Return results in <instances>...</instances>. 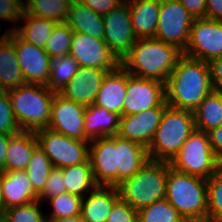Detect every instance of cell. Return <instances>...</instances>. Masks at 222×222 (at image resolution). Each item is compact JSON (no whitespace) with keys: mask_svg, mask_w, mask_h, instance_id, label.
Returning a JSON list of instances; mask_svg holds the SVG:
<instances>
[{"mask_svg":"<svg viewBox=\"0 0 222 222\" xmlns=\"http://www.w3.org/2000/svg\"><path fill=\"white\" fill-rule=\"evenodd\" d=\"M78 69V63L70 55L51 58L50 78L46 86L58 93L73 79Z\"/></svg>","mask_w":222,"mask_h":222,"instance_id":"1f68e13d","label":"cell"},{"mask_svg":"<svg viewBox=\"0 0 222 222\" xmlns=\"http://www.w3.org/2000/svg\"><path fill=\"white\" fill-rule=\"evenodd\" d=\"M53 165L46 154L37 147L27 165L26 172L32 183L34 192L39 196L44 190L46 180L49 177Z\"/></svg>","mask_w":222,"mask_h":222,"instance_id":"d6a6232c","label":"cell"},{"mask_svg":"<svg viewBox=\"0 0 222 222\" xmlns=\"http://www.w3.org/2000/svg\"><path fill=\"white\" fill-rule=\"evenodd\" d=\"M213 90L208 62L182 54L165 84L166 103L194 112Z\"/></svg>","mask_w":222,"mask_h":222,"instance_id":"6da1fadb","label":"cell"},{"mask_svg":"<svg viewBox=\"0 0 222 222\" xmlns=\"http://www.w3.org/2000/svg\"><path fill=\"white\" fill-rule=\"evenodd\" d=\"M115 149L119 184L137 173L150 159L147 148L117 135L115 136Z\"/></svg>","mask_w":222,"mask_h":222,"instance_id":"cb8c5ba5","label":"cell"},{"mask_svg":"<svg viewBox=\"0 0 222 222\" xmlns=\"http://www.w3.org/2000/svg\"><path fill=\"white\" fill-rule=\"evenodd\" d=\"M165 199L187 222L208 219L207 180L173 169L168 162Z\"/></svg>","mask_w":222,"mask_h":222,"instance_id":"3957f363","label":"cell"},{"mask_svg":"<svg viewBox=\"0 0 222 222\" xmlns=\"http://www.w3.org/2000/svg\"><path fill=\"white\" fill-rule=\"evenodd\" d=\"M21 131L13 115L7 91H0V133L14 135Z\"/></svg>","mask_w":222,"mask_h":222,"instance_id":"f35d334b","label":"cell"},{"mask_svg":"<svg viewBox=\"0 0 222 222\" xmlns=\"http://www.w3.org/2000/svg\"><path fill=\"white\" fill-rule=\"evenodd\" d=\"M182 51L155 38L137 39L120 65L131 75L166 84Z\"/></svg>","mask_w":222,"mask_h":222,"instance_id":"7a4b0ae2","label":"cell"},{"mask_svg":"<svg viewBox=\"0 0 222 222\" xmlns=\"http://www.w3.org/2000/svg\"><path fill=\"white\" fill-rule=\"evenodd\" d=\"M25 84L15 49V32L8 30L0 39V91Z\"/></svg>","mask_w":222,"mask_h":222,"instance_id":"44dd1931","label":"cell"},{"mask_svg":"<svg viewBox=\"0 0 222 222\" xmlns=\"http://www.w3.org/2000/svg\"><path fill=\"white\" fill-rule=\"evenodd\" d=\"M120 115L109 112L103 107L89 105L84 114V133L90 141L97 138L116 136Z\"/></svg>","mask_w":222,"mask_h":222,"instance_id":"484cf974","label":"cell"},{"mask_svg":"<svg viewBox=\"0 0 222 222\" xmlns=\"http://www.w3.org/2000/svg\"><path fill=\"white\" fill-rule=\"evenodd\" d=\"M2 212V204H1V190H0V214Z\"/></svg>","mask_w":222,"mask_h":222,"instance_id":"f5cc1de1","label":"cell"},{"mask_svg":"<svg viewBox=\"0 0 222 222\" xmlns=\"http://www.w3.org/2000/svg\"><path fill=\"white\" fill-rule=\"evenodd\" d=\"M90 143L89 161L95 183L104 186H117L119 184V170L116 169L115 136L93 139L90 140Z\"/></svg>","mask_w":222,"mask_h":222,"instance_id":"e0dca14e","label":"cell"},{"mask_svg":"<svg viewBox=\"0 0 222 222\" xmlns=\"http://www.w3.org/2000/svg\"><path fill=\"white\" fill-rule=\"evenodd\" d=\"M208 65L213 89L222 92V57L210 60Z\"/></svg>","mask_w":222,"mask_h":222,"instance_id":"7bdbcfd3","label":"cell"},{"mask_svg":"<svg viewBox=\"0 0 222 222\" xmlns=\"http://www.w3.org/2000/svg\"><path fill=\"white\" fill-rule=\"evenodd\" d=\"M194 19L206 18V0H179Z\"/></svg>","mask_w":222,"mask_h":222,"instance_id":"f6af8a7d","label":"cell"},{"mask_svg":"<svg viewBox=\"0 0 222 222\" xmlns=\"http://www.w3.org/2000/svg\"><path fill=\"white\" fill-rule=\"evenodd\" d=\"M208 219H222V166L207 179Z\"/></svg>","mask_w":222,"mask_h":222,"instance_id":"8d00e7d4","label":"cell"},{"mask_svg":"<svg viewBox=\"0 0 222 222\" xmlns=\"http://www.w3.org/2000/svg\"><path fill=\"white\" fill-rule=\"evenodd\" d=\"M37 147L38 141L34 132L21 130L11 135L7 146L5 172L26 170Z\"/></svg>","mask_w":222,"mask_h":222,"instance_id":"d4e9b609","label":"cell"},{"mask_svg":"<svg viewBox=\"0 0 222 222\" xmlns=\"http://www.w3.org/2000/svg\"><path fill=\"white\" fill-rule=\"evenodd\" d=\"M15 120L23 131L48 128L53 97L56 92L46 85L25 83L7 91Z\"/></svg>","mask_w":222,"mask_h":222,"instance_id":"277c9868","label":"cell"},{"mask_svg":"<svg viewBox=\"0 0 222 222\" xmlns=\"http://www.w3.org/2000/svg\"><path fill=\"white\" fill-rule=\"evenodd\" d=\"M106 222H138V211L119 198L114 203Z\"/></svg>","mask_w":222,"mask_h":222,"instance_id":"60d3db41","label":"cell"},{"mask_svg":"<svg viewBox=\"0 0 222 222\" xmlns=\"http://www.w3.org/2000/svg\"><path fill=\"white\" fill-rule=\"evenodd\" d=\"M48 222H84L81 214L57 219H47Z\"/></svg>","mask_w":222,"mask_h":222,"instance_id":"681fc988","label":"cell"},{"mask_svg":"<svg viewBox=\"0 0 222 222\" xmlns=\"http://www.w3.org/2000/svg\"><path fill=\"white\" fill-rule=\"evenodd\" d=\"M206 18L222 21V0H206Z\"/></svg>","mask_w":222,"mask_h":222,"instance_id":"7dc6e473","label":"cell"},{"mask_svg":"<svg viewBox=\"0 0 222 222\" xmlns=\"http://www.w3.org/2000/svg\"><path fill=\"white\" fill-rule=\"evenodd\" d=\"M168 162L151 160L132 177L117 185L120 198L139 210L165 199Z\"/></svg>","mask_w":222,"mask_h":222,"instance_id":"5b68a950","label":"cell"},{"mask_svg":"<svg viewBox=\"0 0 222 222\" xmlns=\"http://www.w3.org/2000/svg\"><path fill=\"white\" fill-rule=\"evenodd\" d=\"M66 192L84 198L83 192L93 190L94 181L90 161L62 168Z\"/></svg>","mask_w":222,"mask_h":222,"instance_id":"f546056e","label":"cell"},{"mask_svg":"<svg viewBox=\"0 0 222 222\" xmlns=\"http://www.w3.org/2000/svg\"><path fill=\"white\" fill-rule=\"evenodd\" d=\"M73 33L66 23H58L47 40L44 50L51 58L69 55Z\"/></svg>","mask_w":222,"mask_h":222,"instance_id":"e575fe53","label":"cell"},{"mask_svg":"<svg viewBox=\"0 0 222 222\" xmlns=\"http://www.w3.org/2000/svg\"><path fill=\"white\" fill-rule=\"evenodd\" d=\"M39 201L2 210L0 222H48L39 211Z\"/></svg>","mask_w":222,"mask_h":222,"instance_id":"d590c367","label":"cell"},{"mask_svg":"<svg viewBox=\"0 0 222 222\" xmlns=\"http://www.w3.org/2000/svg\"><path fill=\"white\" fill-rule=\"evenodd\" d=\"M127 71L119 65L103 77L94 105L123 116L126 96Z\"/></svg>","mask_w":222,"mask_h":222,"instance_id":"ffe728a7","label":"cell"},{"mask_svg":"<svg viewBox=\"0 0 222 222\" xmlns=\"http://www.w3.org/2000/svg\"><path fill=\"white\" fill-rule=\"evenodd\" d=\"M85 109L86 106L55 93L48 128L70 138L89 141L84 133Z\"/></svg>","mask_w":222,"mask_h":222,"instance_id":"5bb4252c","label":"cell"},{"mask_svg":"<svg viewBox=\"0 0 222 222\" xmlns=\"http://www.w3.org/2000/svg\"><path fill=\"white\" fill-rule=\"evenodd\" d=\"M69 55L79 67H92L101 70H115L120 61L109 50L103 39L84 33H73Z\"/></svg>","mask_w":222,"mask_h":222,"instance_id":"4fadbf2b","label":"cell"},{"mask_svg":"<svg viewBox=\"0 0 222 222\" xmlns=\"http://www.w3.org/2000/svg\"><path fill=\"white\" fill-rule=\"evenodd\" d=\"M183 54L204 62L222 57V21L194 19Z\"/></svg>","mask_w":222,"mask_h":222,"instance_id":"30bf717a","label":"cell"},{"mask_svg":"<svg viewBox=\"0 0 222 222\" xmlns=\"http://www.w3.org/2000/svg\"><path fill=\"white\" fill-rule=\"evenodd\" d=\"M23 11L9 0H0V19L15 20L21 19Z\"/></svg>","mask_w":222,"mask_h":222,"instance_id":"ee69618b","label":"cell"},{"mask_svg":"<svg viewBox=\"0 0 222 222\" xmlns=\"http://www.w3.org/2000/svg\"><path fill=\"white\" fill-rule=\"evenodd\" d=\"M205 222H222V219H207Z\"/></svg>","mask_w":222,"mask_h":222,"instance_id":"816d5d0a","label":"cell"},{"mask_svg":"<svg viewBox=\"0 0 222 222\" xmlns=\"http://www.w3.org/2000/svg\"><path fill=\"white\" fill-rule=\"evenodd\" d=\"M15 49L25 83L47 85L50 78L51 57L44 48L22 40L15 33Z\"/></svg>","mask_w":222,"mask_h":222,"instance_id":"2e32d148","label":"cell"},{"mask_svg":"<svg viewBox=\"0 0 222 222\" xmlns=\"http://www.w3.org/2000/svg\"><path fill=\"white\" fill-rule=\"evenodd\" d=\"M113 70L79 67L73 79L58 93L68 100L89 106L95 101L103 77Z\"/></svg>","mask_w":222,"mask_h":222,"instance_id":"ac0fdd59","label":"cell"},{"mask_svg":"<svg viewBox=\"0 0 222 222\" xmlns=\"http://www.w3.org/2000/svg\"><path fill=\"white\" fill-rule=\"evenodd\" d=\"M85 6L92 9L94 12L105 15L123 0H78Z\"/></svg>","mask_w":222,"mask_h":222,"instance_id":"b9f144b4","label":"cell"},{"mask_svg":"<svg viewBox=\"0 0 222 222\" xmlns=\"http://www.w3.org/2000/svg\"><path fill=\"white\" fill-rule=\"evenodd\" d=\"M73 32L84 33L94 38H104L103 15L94 12L78 0H72L65 22Z\"/></svg>","mask_w":222,"mask_h":222,"instance_id":"4316f807","label":"cell"},{"mask_svg":"<svg viewBox=\"0 0 222 222\" xmlns=\"http://www.w3.org/2000/svg\"><path fill=\"white\" fill-rule=\"evenodd\" d=\"M104 38L109 50L121 61L136 43L128 2L123 0L119 5L103 15Z\"/></svg>","mask_w":222,"mask_h":222,"instance_id":"8fae6325","label":"cell"},{"mask_svg":"<svg viewBox=\"0 0 222 222\" xmlns=\"http://www.w3.org/2000/svg\"><path fill=\"white\" fill-rule=\"evenodd\" d=\"M195 130L194 113L168 106L147 148L151 160L170 162Z\"/></svg>","mask_w":222,"mask_h":222,"instance_id":"8992f818","label":"cell"},{"mask_svg":"<svg viewBox=\"0 0 222 222\" xmlns=\"http://www.w3.org/2000/svg\"><path fill=\"white\" fill-rule=\"evenodd\" d=\"M194 18L179 0H161L155 39L185 50Z\"/></svg>","mask_w":222,"mask_h":222,"instance_id":"9c48e42d","label":"cell"},{"mask_svg":"<svg viewBox=\"0 0 222 222\" xmlns=\"http://www.w3.org/2000/svg\"><path fill=\"white\" fill-rule=\"evenodd\" d=\"M0 190L2 210L38 200L25 170L0 172Z\"/></svg>","mask_w":222,"mask_h":222,"instance_id":"d6986e66","label":"cell"},{"mask_svg":"<svg viewBox=\"0 0 222 222\" xmlns=\"http://www.w3.org/2000/svg\"><path fill=\"white\" fill-rule=\"evenodd\" d=\"M126 1L128 2L132 28L136 38H155L161 0Z\"/></svg>","mask_w":222,"mask_h":222,"instance_id":"603a6c76","label":"cell"},{"mask_svg":"<svg viewBox=\"0 0 222 222\" xmlns=\"http://www.w3.org/2000/svg\"><path fill=\"white\" fill-rule=\"evenodd\" d=\"M66 193L64 184V177L62 168L53 167L50 171L49 177L46 180V184L42 193L38 196L40 202L42 198H51L56 195Z\"/></svg>","mask_w":222,"mask_h":222,"instance_id":"ab89813d","label":"cell"},{"mask_svg":"<svg viewBox=\"0 0 222 222\" xmlns=\"http://www.w3.org/2000/svg\"><path fill=\"white\" fill-rule=\"evenodd\" d=\"M138 222H187V221L166 199H162L139 209Z\"/></svg>","mask_w":222,"mask_h":222,"instance_id":"836d02e7","label":"cell"},{"mask_svg":"<svg viewBox=\"0 0 222 222\" xmlns=\"http://www.w3.org/2000/svg\"><path fill=\"white\" fill-rule=\"evenodd\" d=\"M89 193L88 198L82 199V219L84 222H106L114 203L120 198L117 186L97 185Z\"/></svg>","mask_w":222,"mask_h":222,"instance_id":"7402d4cb","label":"cell"},{"mask_svg":"<svg viewBox=\"0 0 222 222\" xmlns=\"http://www.w3.org/2000/svg\"><path fill=\"white\" fill-rule=\"evenodd\" d=\"M49 199V202L53 207V212L50 218L47 219H57L81 214V204L83 198L79 196L66 192L53 196Z\"/></svg>","mask_w":222,"mask_h":222,"instance_id":"74e56055","label":"cell"},{"mask_svg":"<svg viewBox=\"0 0 222 222\" xmlns=\"http://www.w3.org/2000/svg\"><path fill=\"white\" fill-rule=\"evenodd\" d=\"M195 129L205 133L222 124V92L213 90L194 110Z\"/></svg>","mask_w":222,"mask_h":222,"instance_id":"83f0119b","label":"cell"},{"mask_svg":"<svg viewBox=\"0 0 222 222\" xmlns=\"http://www.w3.org/2000/svg\"><path fill=\"white\" fill-rule=\"evenodd\" d=\"M158 106H168L165 84L156 80L137 77L127 72L123 116L137 114Z\"/></svg>","mask_w":222,"mask_h":222,"instance_id":"7c38bea8","label":"cell"},{"mask_svg":"<svg viewBox=\"0 0 222 222\" xmlns=\"http://www.w3.org/2000/svg\"><path fill=\"white\" fill-rule=\"evenodd\" d=\"M169 163L179 172L206 180L222 166V162L211 149L207 133L197 129L191 133Z\"/></svg>","mask_w":222,"mask_h":222,"instance_id":"52a82bcc","label":"cell"},{"mask_svg":"<svg viewBox=\"0 0 222 222\" xmlns=\"http://www.w3.org/2000/svg\"><path fill=\"white\" fill-rule=\"evenodd\" d=\"M11 135L0 133V172L5 171L7 146Z\"/></svg>","mask_w":222,"mask_h":222,"instance_id":"c3c4849f","label":"cell"},{"mask_svg":"<svg viewBox=\"0 0 222 222\" xmlns=\"http://www.w3.org/2000/svg\"><path fill=\"white\" fill-rule=\"evenodd\" d=\"M21 19L25 20V26L19 29L14 28V32L22 39L33 45L45 48L54 27L58 24L55 21L23 12Z\"/></svg>","mask_w":222,"mask_h":222,"instance_id":"f1b7e54d","label":"cell"},{"mask_svg":"<svg viewBox=\"0 0 222 222\" xmlns=\"http://www.w3.org/2000/svg\"><path fill=\"white\" fill-rule=\"evenodd\" d=\"M11 2H13L14 4H16L23 12L25 11L27 5H24V2H22L21 0H9Z\"/></svg>","mask_w":222,"mask_h":222,"instance_id":"f907efd6","label":"cell"},{"mask_svg":"<svg viewBox=\"0 0 222 222\" xmlns=\"http://www.w3.org/2000/svg\"><path fill=\"white\" fill-rule=\"evenodd\" d=\"M167 107L158 106L137 114L120 116L117 136L148 148Z\"/></svg>","mask_w":222,"mask_h":222,"instance_id":"9a60e30c","label":"cell"},{"mask_svg":"<svg viewBox=\"0 0 222 222\" xmlns=\"http://www.w3.org/2000/svg\"><path fill=\"white\" fill-rule=\"evenodd\" d=\"M72 0H27L25 12L56 23H65Z\"/></svg>","mask_w":222,"mask_h":222,"instance_id":"4dcf8cb0","label":"cell"},{"mask_svg":"<svg viewBox=\"0 0 222 222\" xmlns=\"http://www.w3.org/2000/svg\"><path fill=\"white\" fill-rule=\"evenodd\" d=\"M214 155L222 162V124L207 132Z\"/></svg>","mask_w":222,"mask_h":222,"instance_id":"bcb514c9","label":"cell"},{"mask_svg":"<svg viewBox=\"0 0 222 222\" xmlns=\"http://www.w3.org/2000/svg\"><path fill=\"white\" fill-rule=\"evenodd\" d=\"M38 147L50 159L53 167L65 168L89 160L88 142L67 137L62 133L45 128L34 132Z\"/></svg>","mask_w":222,"mask_h":222,"instance_id":"ba28073f","label":"cell"}]
</instances>
